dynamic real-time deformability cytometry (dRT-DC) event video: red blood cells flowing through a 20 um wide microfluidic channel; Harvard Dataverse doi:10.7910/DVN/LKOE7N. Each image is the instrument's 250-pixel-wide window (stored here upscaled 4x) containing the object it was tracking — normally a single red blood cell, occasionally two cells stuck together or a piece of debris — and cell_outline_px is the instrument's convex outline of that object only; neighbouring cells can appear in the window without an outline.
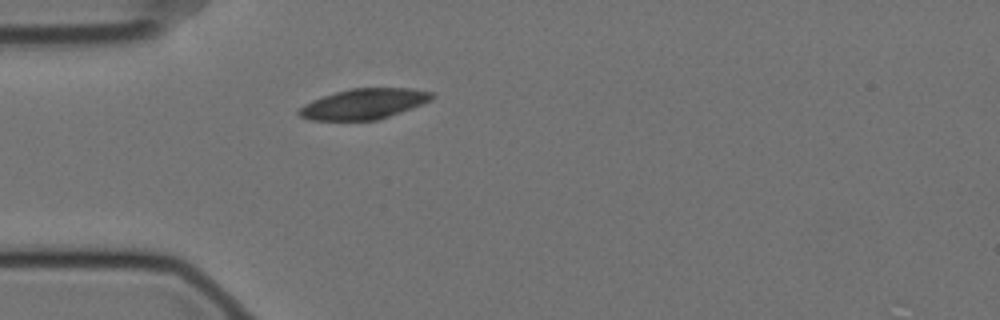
{"species": "Egyptian fruit bat (a non-hibernating species)", "species_latin": "Rousettus aegyptiacus", "temperature_condition": "cold", "stored_images_in_passage": 43, "camera_frame_rate_fps": 3000, "um_per_image_px": 0.085, "animal": {"sex": "female"}, "frame": {"image": 1, "passage_image": 1, "time_ms": 0.0, "image_size_px": [1000, 320], "cell_outline_px": [[436, 96], [412, 108], [376, 120], [308, 120], [300, 116], [296, 112], [304, 104], [312, 100], [336, 92], [352, 88], [412, 88], [432, 92]], "centroid_in_image_um": [30.9, 8.83], "position_along_channel_um": 54.1, "area_um2": 23.35}}
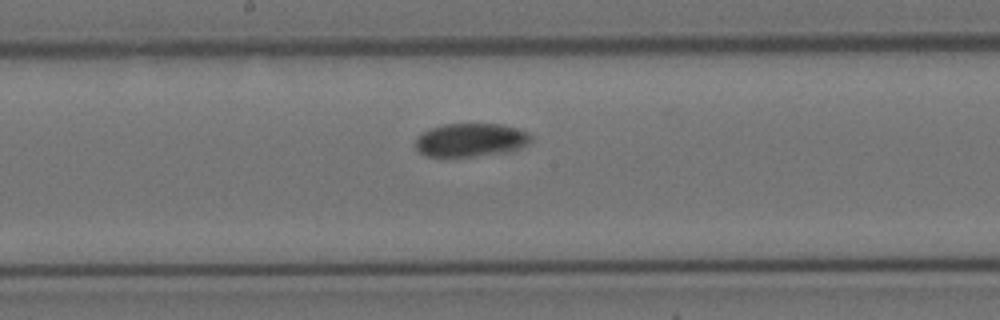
{"frame": {"image": 2, "passage_image": 15, "time_ms": 4.667, "image_size_px": [1000, 320], "cell_outline_px": [[532, 140], [528, 144], [508, 152], [472, 156], [428, 156], [420, 152], [416, 148], [416, 136], [432, 128], [444, 124], [504, 124], [528, 132], [532, 136]], "centroid_in_image_um": [40.04, 11.89], "position_along_channel_um": 208.2, "area_um2": 22.37}}
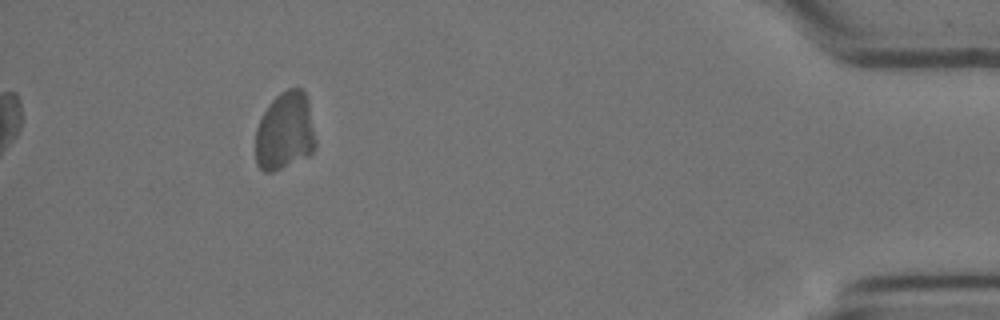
{"frame": {"image": 3, "passage_image": 38, "time_ms": 12.333, "image_size_px": [1000, 320], "cell_outline_px": [[316, 144], [312, 152], [308, 156], [272, 172], [264, 172], [256, 164], [256, 128], [268, 104], [280, 92], [288, 88], [300, 88], [304, 92], [308, 100], [316, 140]], "centroid_in_image_um": [24.22, 11.16], "position_along_channel_um": 411.0, "area_um2": 27.34}, "authors_computed_cell_mechanics": {"area_um2": 25.0852, "velocity_mm_per_s": 3.4388, "shape_relaxation_time_tau1_ms": 9.8668, "shape_relaxation_time_tau2_ms": null, "deformation_change_tau1": 0.2046, "deformation_change_tau2": null}}